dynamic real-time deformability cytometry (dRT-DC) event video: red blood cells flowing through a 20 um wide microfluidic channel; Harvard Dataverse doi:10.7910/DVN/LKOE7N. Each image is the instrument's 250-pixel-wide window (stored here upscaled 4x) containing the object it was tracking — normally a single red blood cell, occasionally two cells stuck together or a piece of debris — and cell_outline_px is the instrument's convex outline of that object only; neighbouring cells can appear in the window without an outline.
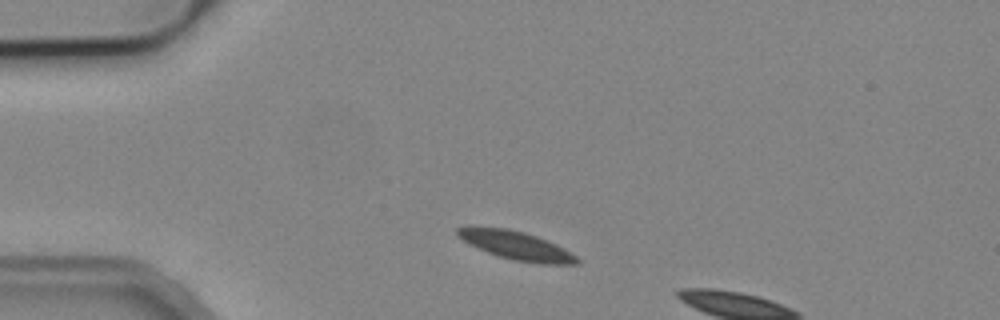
{"species": "common noctule bat (a hibernating species)", "species_latin": "Nyctalus noctula", "temperature_condition": "cold", "stored_images_in_passage": 2, "camera_frame_rate_fps": 3000, "um_per_image_px": 0.085, "animal": {"sex": "male", "body_mass_g": 19.2, "forearm_length_mm": 51.8}, "frame": {"image": 1, "passage_image": 1, "time_ms": 0.0, "image_size_px": [1000, 320], "cell_outline_px": [[580, 264], [540, 264], [512, 260], [496, 256], [468, 244], [456, 236], [456, 228], [468, 224], [472, 224], [508, 228], [524, 232], [536, 236], [556, 244], [576, 256], [580, 260]], "centroid_in_image_um": [43.77, 20.83], "position_along_channel_um": 41.2, "area_um2": 20.52}}